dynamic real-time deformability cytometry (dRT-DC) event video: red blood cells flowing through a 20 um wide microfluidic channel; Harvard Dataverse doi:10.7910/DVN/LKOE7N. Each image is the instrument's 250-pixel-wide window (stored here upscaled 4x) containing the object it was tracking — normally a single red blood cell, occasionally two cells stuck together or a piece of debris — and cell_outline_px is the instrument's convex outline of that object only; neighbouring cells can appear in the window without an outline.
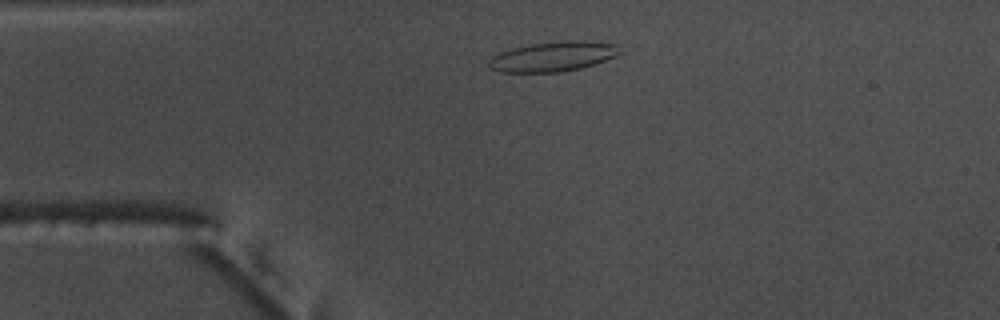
{"species": "common noctule bat (a hibernating species)", "species_latin": "Nyctalus noctula", "temperature_condition": "warm", "stored_images_in_passage": 34, "camera_frame_rate_fps": 3000, "um_per_image_px": 0.085, "animal": {"sex": "male", "body_mass_g": 17.5, "forearm_length_mm": 52.3}, "frame": {"image": 1, "passage_image": 1, "time_ms": 0.0, "image_size_px": [1000, 320], "cell_outline_px": [[620, 52], [616, 56], [580, 68], [560, 72], [500, 72], [488, 68], [488, 60], [492, 56], [500, 52], [512, 48], [532, 44], [560, 40], [588, 40], [620, 44]], "centroid_in_image_um": [47.01, 4.79], "position_along_channel_um": 38.0, "area_um2": 23.0}}
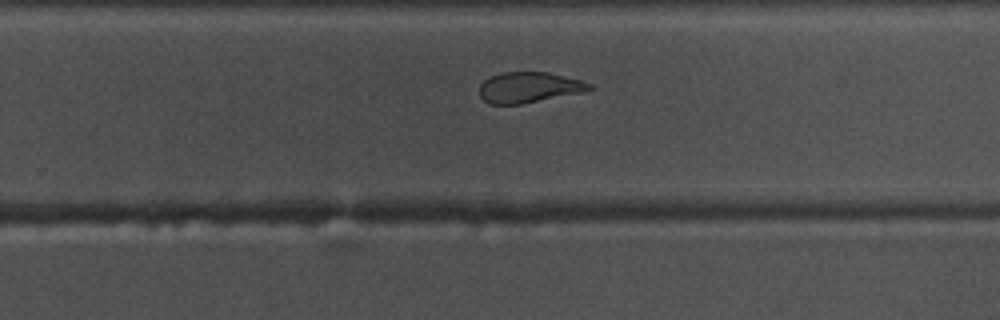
{"frame": {"image": 2, "passage_image": 23, "time_ms": 7.333, "image_size_px": [1000, 320], "cell_outline_px": [[592, 88], [580, 92], [520, 104], [488, 104], [480, 96], [480, 84], [484, 80], [500, 72], [548, 72], [580, 80], [592, 84]], "centroid_in_image_um": [44.91, 7.42], "position_along_channel_um": 284.9, "area_um2": 19.31}}
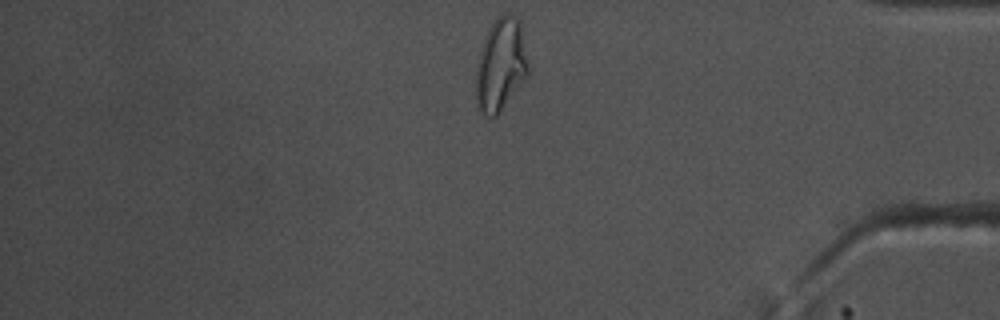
{"frame": {"image": 3, "passage_image": 34, "time_ms": 11.0, "image_size_px": [1000, 320], "cell_outline_px": [[528, 76], [500, 112], [496, 116], [488, 116], [480, 108], [476, 100], [476, 72], [480, 52], [488, 28], [496, 16], [504, 12], [512, 12], [520, 16], [528, 64]], "centroid_in_image_um": [42.6, 5.41], "position_along_channel_um": 392.6, "area_um2": 28.5}, "authors_computed_cell_mechanics": {"area_um2": 21.2126, "velocity_mm_per_s": 3.7409, "shape_relaxation_time_tau1_ms": null, "shape_relaxation_time_tau2_ms": 2.0535, "deformation_change_tau1": null, "deformation_change_tau2": 0.1006}}